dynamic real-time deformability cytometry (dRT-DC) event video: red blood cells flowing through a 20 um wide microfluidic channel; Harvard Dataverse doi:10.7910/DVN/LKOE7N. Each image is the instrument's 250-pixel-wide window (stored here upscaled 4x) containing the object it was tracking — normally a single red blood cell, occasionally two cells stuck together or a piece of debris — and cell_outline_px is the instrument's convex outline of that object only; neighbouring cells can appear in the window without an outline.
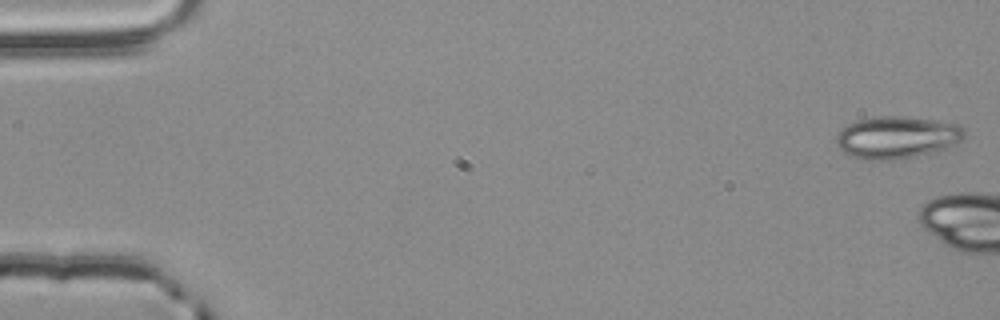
{"species": "common noctule bat (a hibernating species)", "species_latin": "Nyctalus noctula", "temperature_condition": "room temperature", "stored_images_in_passage": 2, "camera_frame_rate_fps": 3000, "um_per_image_px": 0.085, "animal": {"sex": "male", "body_mass_g": 20.4}, "frame": {"image": 1, "passage_image": 1, "time_ms": 0.0, "image_size_px": [1000, 320], "cell_outline_px": [[964, 136], [960, 140], [948, 148], [936, 152], [916, 156], [892, 160], [868, 160], [852, 156], [844, 152], [836, 144], [836, 136], [848, 124], [856, 120], [876, 116], [900, 116], [936, 120], [960, 124], [964, 128]], "centroid_in_image_um": [76.26, 11.67], "position_along_channel_um": 8.7, "area_um2": 31.62}}